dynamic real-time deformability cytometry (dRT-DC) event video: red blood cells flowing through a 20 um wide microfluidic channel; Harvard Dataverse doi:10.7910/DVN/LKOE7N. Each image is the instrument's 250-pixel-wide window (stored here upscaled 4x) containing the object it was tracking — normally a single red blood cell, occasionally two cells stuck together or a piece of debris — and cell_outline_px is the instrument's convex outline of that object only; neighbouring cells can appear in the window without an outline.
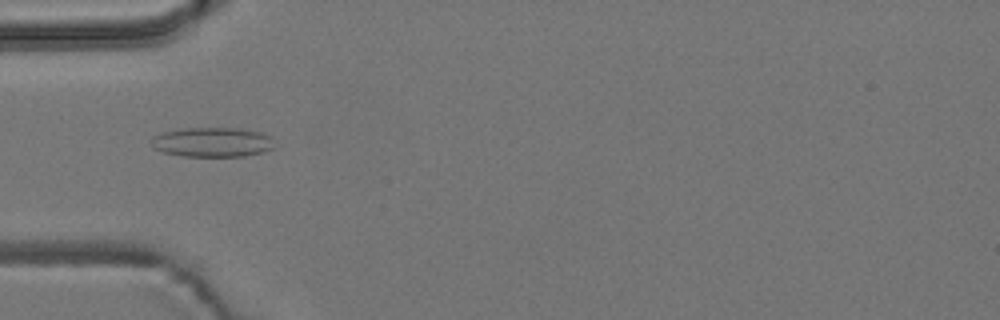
{"species": "common noctule bat (a hibernating species)", "species_latin": "Nyctalus noctula", "temperature_condition": "room temperature", "stored_images_in_passage": 6, "camera_frame_rate_fps": 3000, "um_per_image_px": 0.085, "animal": {"sex": "male", "body_mass_g": 19.2, "forearm_length_mm": 51.8}, "frame": {"image": 1, "passage_image": 5, "time_ms": 4.667, "image_size_px": [1000, 320], "cell_outline_px": [[276, 148], [264, 152], [244, 156], [184, 156], [164, 152], [152, 148], [152, 136], [164, 132], [184, 128], [240, 128], [260, 132], [272, 136]], "centroid_in_image_um": [18.11, 12.08], "position_along_channel_um": 66.9, "area_um2": 21.44}}
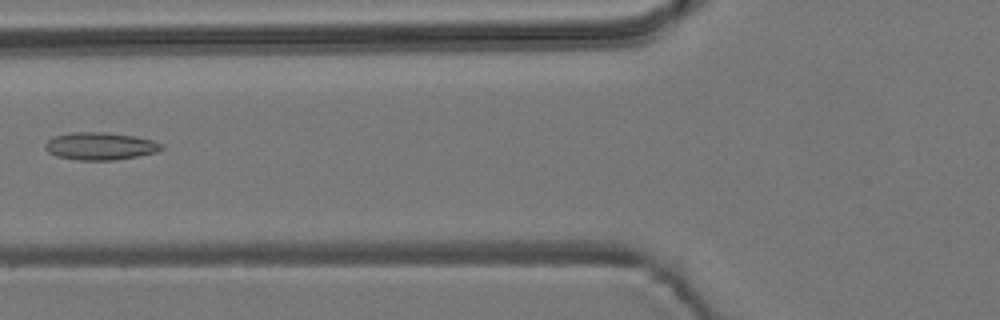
{"frame": {"image": 2, "passage_image": 6, "time_ms": 6.0, "image_size_px": [1000, 320], "cell_outline_px": [[164, 148], [156, 152], [116, 160], [80, 160], [56, 156], [48, 152], [44, 148], [44, 144], [48, 140], [56, 136], [72, 132], [104, 132], [136, 136], [152, 140], [164, 144]], "centroid_in_image_um": [8.53, 12.42], "position_along_channel_um": 117.3, "area_um2": 18.67}}